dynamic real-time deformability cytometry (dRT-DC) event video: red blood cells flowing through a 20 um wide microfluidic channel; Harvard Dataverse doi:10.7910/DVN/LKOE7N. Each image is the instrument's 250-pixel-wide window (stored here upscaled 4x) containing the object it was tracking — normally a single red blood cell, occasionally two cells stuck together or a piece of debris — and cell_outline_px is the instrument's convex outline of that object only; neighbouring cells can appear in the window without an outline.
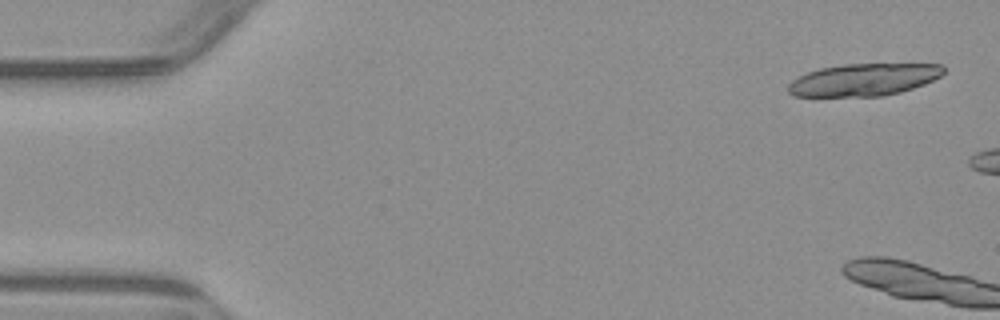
{"species": "common noctule bat (a hibernating species)", "species_latin": "Nyctalus noctula", "temperature_condition": "warm", "stored_images_in_passage": 6, "camera_frame_rate_fps": 3000, "um_per_image_px": 0.085, "animal": {"sex": "male", "body_mass_g": 23.1, "forearm_length_mm": 52.7}, "frame": {"image": 1, "passage_image": 1, "time_ms": 0.0, "image_size_px": [1000, 320], "cell_outline_px": [[944, 72], [940, 76], [924, 84], [900, 92], [884, 96], [792, 96], [788, 92], [788, 84], [792, 80], [808, 72], [820, 68], [844, 64], [944, 64]], "centroid_in_image_um": [73.41, 6.77], "position_along_channel_um": 11.6, "area_um2": 29.13}}